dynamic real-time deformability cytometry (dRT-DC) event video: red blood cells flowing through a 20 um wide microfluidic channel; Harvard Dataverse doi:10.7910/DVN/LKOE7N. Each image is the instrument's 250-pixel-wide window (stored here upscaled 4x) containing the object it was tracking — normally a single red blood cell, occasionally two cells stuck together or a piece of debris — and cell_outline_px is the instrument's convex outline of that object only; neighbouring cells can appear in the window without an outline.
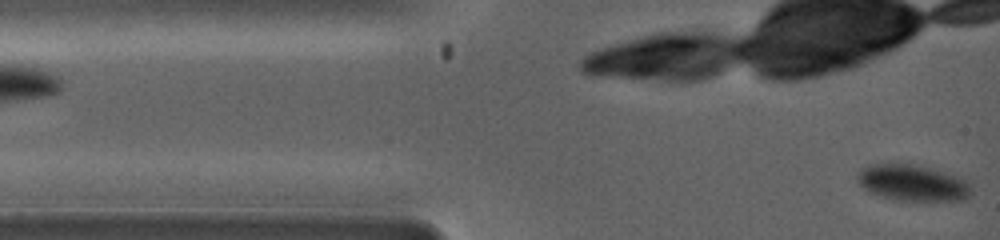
{"species": "common noctule bat (a hibernating species)", "species_latin": "Nyctalus noctula", "temperature_condition": "warm", "stored_images_in_passage": 49, "camera_frame_rate_fps": 5000, "um_per_image_px": 0.085, "animal": {"sex": "female", "body_mass_g": 19.0, "forearm_length_mm": 53.3}, "frame": {"image": 1, "passage_image": 1, "time_ms": 0.0, "image_size_px": [1000, 240], "cell_outline_px": [[972, 192], [964, 200], [900, 200], [884, 196], [872, 192], [864, 188], [860, 184], [856, 176], [868, 164], [912, 164], [932, 168], [964, 176], [968, 180], [972, 188]], "centroid_in_image_um": [77.67, 15.52], "position_along_channel_um": 7.3, "area_um2": 23.99}}